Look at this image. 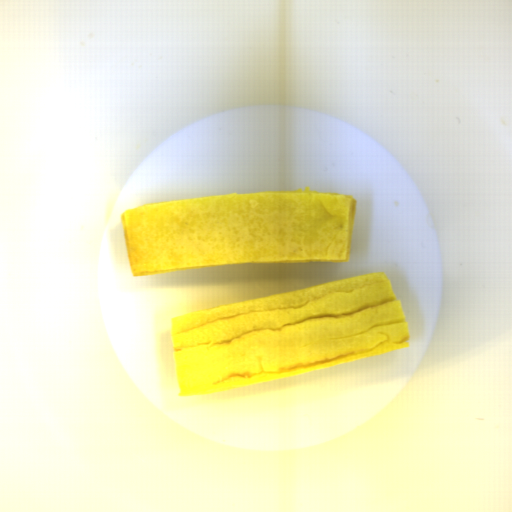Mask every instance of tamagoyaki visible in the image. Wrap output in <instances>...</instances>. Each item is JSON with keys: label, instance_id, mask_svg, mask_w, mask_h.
<instances>
[{"label": "tamagoyaki", "instance_id": "tamagoyaki-2", "mask_svg": "<svg viewBox=\"0 0 512 512\" xmlns=\"http://www.w3.org/2000/svg\"><path fill=\"white\" fill-rule=\"evenodd\" d=\"M356 206L353 196L305 189L124 209L130 274L349 262Z\"/></svg>", "mask_w": 512, "mask_h": 512}, {"label": "tamagoyaki", "instance_id": "tamagoyaki-1", "mask_svg": "<svg viewBox=\"0 0 512 512\" xmlns=\"http://www.w3.org/2000/svg\"><path fill=\"white\" fill-rule=\"evenodd\" d=\"M180 396L262 383L410 346L383 272L171 318Z\"/></svg>", "mask_w": 512, "mask_h": 512}]
</instances>
